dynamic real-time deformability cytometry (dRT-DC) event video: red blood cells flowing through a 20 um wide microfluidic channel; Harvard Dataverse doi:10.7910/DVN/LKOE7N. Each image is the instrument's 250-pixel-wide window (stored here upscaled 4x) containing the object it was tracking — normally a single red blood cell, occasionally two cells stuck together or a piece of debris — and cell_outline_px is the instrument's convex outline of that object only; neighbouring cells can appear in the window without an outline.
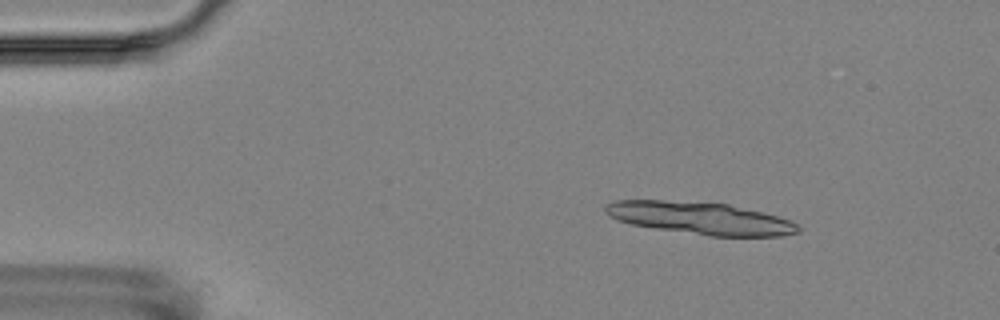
{"species": "Egyptian fruit bat (a non-hibernating species)", "species_latin": "Rousettus aegyptiacus", "temperature_condition": "room temperature", "stored_images_in_passage": 15, "segment_of_instrument_passage": [1, 2], "camera_frame_rate_fps": 3000, "um_per_image_px": 0.085, "animal": {"sex": "female"}, "frame": {"image": 1, "passage_image": 1, "time_ms": 0.0, "image_size_px": [1000, 320], "cell_outline_px": [[800, 232], [780, 236], [708, 236], [656, 228], [632, 224], [620, 220], [604, 212], [604, 204], [612, 200], [664, 200], [728, 204], [776, 216], [788, 220], [796, 224], [800, 228]], "centroid_in_image_um": [59.49, 18.54], "position_along_channel_um": 25.5, "area_um2": 35.84}}